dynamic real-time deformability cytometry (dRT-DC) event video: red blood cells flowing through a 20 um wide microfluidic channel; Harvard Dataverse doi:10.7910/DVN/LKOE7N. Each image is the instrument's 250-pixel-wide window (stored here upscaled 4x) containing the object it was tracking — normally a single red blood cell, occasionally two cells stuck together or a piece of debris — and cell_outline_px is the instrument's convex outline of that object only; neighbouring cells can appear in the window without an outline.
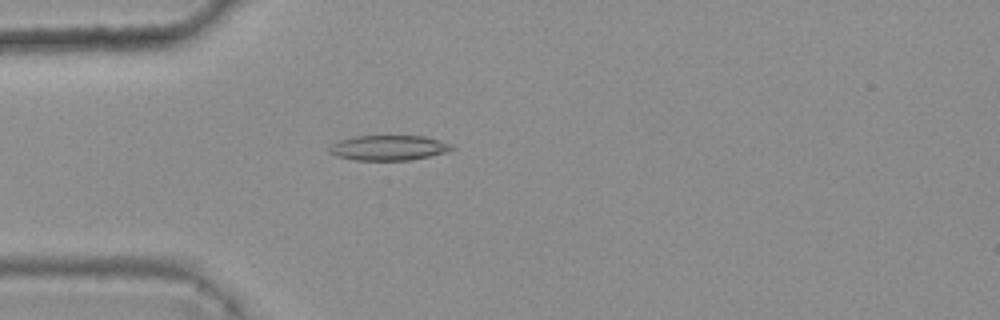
{"species": "common noctule bat (a hibernating species)", "species_latin": "Nyctalus noctula", "temperature_condition": "warm", "stored_images_in_passage": 29, "camera_frame_rate_fps": 3000, "um_per_image_px": 0.085, "animal": {"sex": "female", "body_mass_g": 25.1}, "frame": {"image": 1, "passage_image": 1, "time_ms": 0.0, "image_size_px": [1000, 320], "cell_outline_px": [[456, 148], [444, 152], [428, 156], [408, 160], [356, 160], [336, 156], [328, 148], [332, 144], [340, 140], [356, 136], [424, 136], [440, 140], [452, 144]], "centroid_in_image_um": [33.05, 12.55], "position_along_channel_um": 51.9, "area_um2": 17.69}}
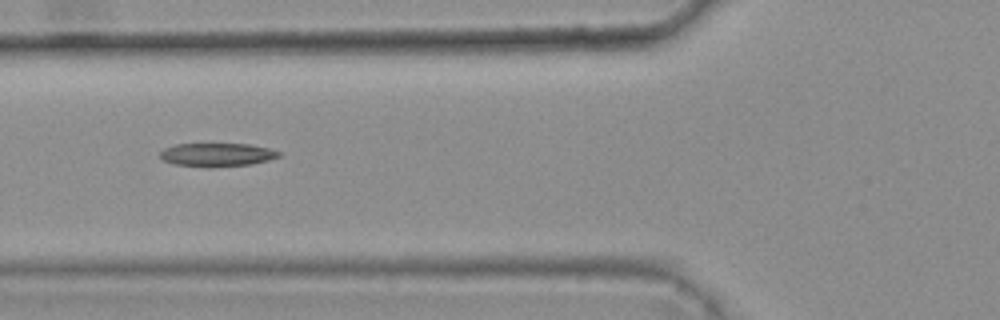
{"frame": {"image": 2, "passage_image": 6, "time_ms": 1.667, "image_size_px": [1000, 320], "cell_outline_px": [[280, 156], [268, 160], [252, 164], [208, 168], [176, 164], [164, 160], [160, 156], [160, 152], [164, 148], [176, 144], [248, 144], [268, 148], [280, 152]], "centroid_in_image_um": [18.44, 13.16], "position_along_channel_um": 107.4, "area_um2": 16.18}}
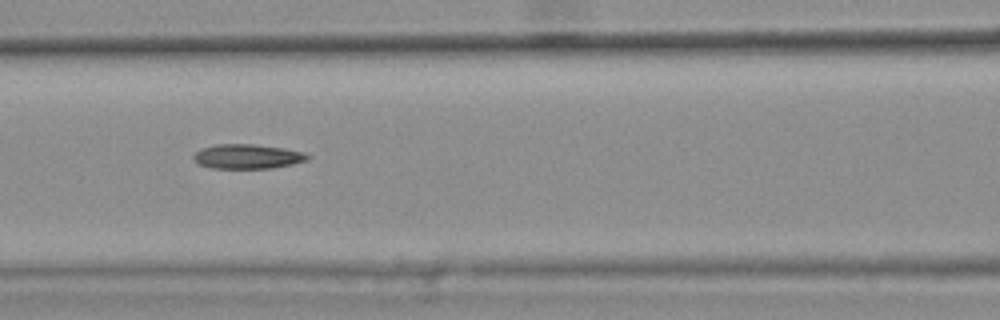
{"frame": {"image": 3, "passage_image": 9, "time_ms": 2.667, "image_size_px": [1000, 320], "cell_outline_px": [[312, 156], [308, 160], [292, 164], [272, 168], [212, 168], [200, 164], [192, 160], [192, 156], [196, 152], [204, 148], [216, 144], [252, 144], [284, 148], [304, 152]], "centroid_in_image_um": [21.06, 13.3], "position_along_channel_um": 145.5, "area_um2": 16.3}, "authors_computed_cell_mechanics": {"area_um2": 16.4152, "velocity_mm_per_s": 3.8015, "shape_relaxation_time_tau1_ms": null, "shape_relaxation_time_tau2_ms": 10.4746, "deformation_change_tau1": null, "deformation_change_tau2": 0.2378}}